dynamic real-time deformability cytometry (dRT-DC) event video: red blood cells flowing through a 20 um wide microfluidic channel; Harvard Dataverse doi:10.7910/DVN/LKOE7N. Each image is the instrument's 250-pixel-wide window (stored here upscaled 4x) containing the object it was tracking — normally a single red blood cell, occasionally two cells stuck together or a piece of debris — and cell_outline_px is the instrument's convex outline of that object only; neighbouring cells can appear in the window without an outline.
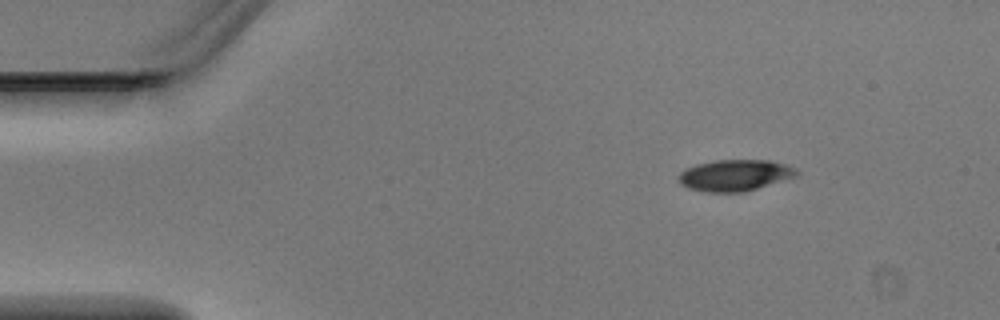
{"species": "Egyptian fruit bat (a non-hibernating species)", "species_latin": "Rousettus aegyptiacus", "temperature_condition": "warm", "stored_images_in_passage": 2, "camera_frame_rate_fps": 3000, "um_per_image_px": 0.085, "animal": {"sex": "male"}, "frame": {"image": 1, "passage_image": 1, "time_ms": 0.0, "image_size_px": [1000, 320], "cell_outline_px": [[800, 176], [744, 192], [708, 192], [688, 188], [680, 184], [676, 176], [680, 172], [696, 164], [716, 160], [768, 160], [784, 164], [796, 168], [800, 172]], "centroid_in_image_um": [62.5, 14.9], "position_along_channel_um": 22.5, "area_um2": 21.79}}